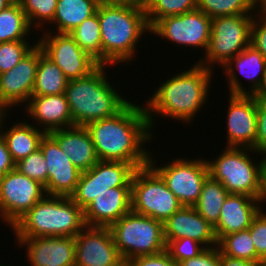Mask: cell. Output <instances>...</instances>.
<instances>
[{
    "label": "cell",
    "instance_id": "46",
    "mask_svg": "<svg viewBox=\"0 0 266 266\" xmlns=\"http://www.w3.org/2000/svg\"><path fill=\"white\" fill-rule=\"evenodd\" d=\"M259 203L261 210L266 211V158L262 169V191L259 198Z\"/></svg>",
    "mask_w": 266,
    "mask_h": 266
},
{
    "label": "cell",
    "instance_id": "45",
    "mask_svg": "<svg viewBox=\"0 0 266 266\" xmlns=\"http://www.w3.org/2000/svg\"><path fill=\"white\" fill-rule=\"evenodd\" d=\"M220 264L221 266H259L258 262L232 258L227 255H223L221 252H220Z\"/></svg>",
    "mask_w": 266,
    "mask_h": 266
},
{
    "label": "cell",
    "instance_id": "37",
    "mask_svg": "<svg viewBox=\"0 0 266 266\" xmlns=\"http://www.w3.org/2000/svg\"><path fill=\"white\" fill-rule=\"evenodd\" d=\"M15 168L21 174L38 181L44 187L48 182V168L41 149H37L34 153L15 163Z\"/></svg>",
    "mask_w": 266,
    "mask_h": 266
},
{
    "label": "cell",
    "instance_id": "12",
    "mask_svg": "<svg viewBox=\"0 0 266 266\" xmlns=\"http://www.w3.org/2000/svg\"><path fill=\"white\" fill-rule=\"evenodd\" d=\"M136 168L120 161L99 160L88 171L81 172L70 198L83 210L100 194L115 187H131Z\"/></svg>",
    "mask_w": 266,
    "mask_h": 266
},
{
    "label": "cell",
    "instance_id": "33",
    "mask_svg": "<svg viewBox=\"0 0 266 266\" xmlns=\"http://www.w3.org/2000/svg\"><path fill=\"white\" fill-rule=\"evenodd\" d=\"M199 11L211 19L219 16L254 15L256 0H198Z\"/></svg>",
    "mask_w": 266,
    "mask_h": 266
},
{
    "label": "cell",
    "instance_id": "5",
    "mask_svg": "<svg viewBox=\"0 0 266 266\" xmlns=\"http://www.w3.org/2000/svg\"><path fill=\"white\" fill-rule=\"evenodd\" d=\"M85 226L83 209L70 197L45 195L9 229L13 238L76 237Z\"/></svg>",
    "mask_w": 266,
    "mask_h": 266
},
{
    "label": "cell",
    "instance_id": "24",
    "mask_svg": "<svg viewBox=\"0 0 266 266\" xmlns=\"http://www.w3.org/2000/svg\"><path fill=\"white\" fill-rule=\"evenodd\" d=\"M260 210L259 199L245 194L229 193L221 209L218 224L214 227L217 240L225 235L247 230Z\"/></svg>",
    "mask_w": 266,
    "mask_h": 266
},
{
    "label": "cell",
    "instance_id": "51",
    "mask_svg": "<svg viewBox=\"0 0 266 266\" xmlns=\"http://www.w3.org/2000/svg\"><path fill=\"white\" fill-rule=\"evenodd\" d=\"M259 266H266V257L262 258L259 262H258Z\"/></svg>",
    "mask_w": 266,
    "mask_h": 266
},
{
    "label": "cell",
    "instance_id": "3",
    "mask_svg": "<svg viewBox=\"0 0 266 266\" xmlns=\"http://www.w3.org/2000/svg\"><path fill=\"white\" fill-rule=\"evenodd\" d=\"M96 13L100 23L102 65L118 64L119 67L121 64V69V66L126 67L133 61L135 63L140 44L150 35L143 2L133 0L120 4L99 5Z\"/></svg>",
    "mask_w": 266,
    "mask_h": 266
},
{
    "label": "cell",
    "instance_id": "26",
    "mask_svg": "<svg viewBox=\"0 0 266 266\" xmlns=\"http://www.w3.org/2000/svg\"><path fill=\"white\" fill-rule=\"evenodd\" d=\"M61 150L81 172L88 171L98 161L92 136L84 126H72L50 131Z\"/></svg>",
    "mask_w": 266,
    "mask_h": 266
},
{
    "label": "cell",
    "instance_id": "25",
    "mask_svg": "<svg viewBox=\"0 0 266 266\" xmlns=\"http://www.w3.org/2000/svg\"><path fill=\"white\" fill-rule=\"evenodd\" d=\"M10 115H12L11 112H0V134L7 144L12 160L17 163L39 149L40 140L45 132L25 121L27 120L25 117L23 120L16 119L15 122L12 120L7 122L13 118Z\"/></svg>",
    "mask_w": 266,
    "mask_h": 266
},
{
    "label": "cell",
    "instance_id": "8",
    "mask_svg": "<svg viewBox=\"0 0 266 266\" xmlns=\"http://www.w3.org/2000/svg\"><path fill=\"white\" fill-rule=\"evenodd\" d=\"M151 151L149 165L162 177L167 188L177 197L182 206L194 207L199 199L205 180L209 177L206 158L175 156L169 161H159ZM178 157V158H177ZM158 160V161H157ZM158 162V163H157ZM161 163V164H160Z\"/></svg>",
    "mask_w": 266,
    "mask_h": 266
},
{
    "label": "cell",
    "instance_id": "27",
    "mask_svg": "<svg viewBox=\"0 0 266 266\" xmlns=\"http://www.w3.org/2000/svg\"><path fill=\"white\" fill-rule=\"evenodd\" d=\"M97 7L93 0H58L53 21L42 32L70 33L94 15Z\"/></svg>",
    "mask_w": 266,
    "mask_h": 266
},
{
    "label": "cell",
    "instance_id": "42",
    "mask_svg": "<svg viewBox=\"0 0 266 266\" xmlns=\"http://www.w3.org/2000/svg\"><path fill=\"white\" fill-rule=\"evenodd\" d=\"M126 266H179L165 249L164 251L152 254L138 256L130 260Z\"/></svg>",
    "mask_w": 266,
    "mask_h": 266
},
{
    "label": "cell",
    "instance_id": "7",
    "mask_svg": "<svg viewBox=\"0 0 266 266\" xmlns=\"http://www.w3.org/2000/svg\"><path fill=\"white\" fill-rule=\"evenodd\" d=\"M109 228L125 264L135 257L166 249L163 222L149 216L130 210Z\"/></svg>",
    "mask_w": 266,
    "mask_h": 266
},
{
    "label": "cell",
    "instance_id": "20",
    "mask_svg": "<svg viewBox=\"0 0 266 266\" xmlns=\"http://www.w3.org/2000/svg\"><path fill=\"white\" fill-rule=\"evenodd\" d=\"M26 250L27 266H75V237L14 238ZM25 246V247H24Z\"/></svg>",
    "mask_w": 266,
    "mask_h": 266
},
{
    "label": "cell",
    "instance_id": "48",
    "mask_svg": "<svg viewBox=\"0 0 266 266\" xmlns=\"http://www.w3.org/2000/svg\"><path fill=\"white\" fill-rule=\"evenodd\" d=\"M254 96L266 100V73L264 75V80L259 91Z\"/></svg>",
    "mask_w": 266,
    "mask_h": 266
},
{
    "label": "cell",
    "instance_id": "13",
    "mask_svg": "<svg viewBox=\"0 0 266 266\" xmlns=\"http://www.w3.org/2000/svg\"><path fill=\"white\" fill-rule=\"evenodd\" d=\"M46 195L44 186L16 168L0 178V220L11 227Z\"/></svg>",
    "mask_w": 266,
    "mask_h": 266
},
{
    "label": "cell",
    "instance_id": "43",
    "mask_svg": "<svg viewBox=\"0 0 266 266\" xmlns=\"http://www.w3.org/2000/svg\"><path fill=\"white\" fill-rule=\"evenodd\" d=\"M179 266H221L218 247L206 248L198 256L184 260Z\"/></svg>",
    "mask_w": 266,
    "mask_h": 266
},
{
    "label": "cell",
    "instance_id": "2",
    "mask_svg": "<svg viewBox=\"0 0 266 266\" xmlns=\"http://www.w3.org/2000/svg\"><path fill=\"white\" fill-rule=\"evenodd\" d=\"M136 101L131 99L114 116L86 126L99 160L130 163L136 169L149 164V146L156 136L150 128L144 104Z\"/></svg>",
    "mask_w": 266,
    "mask_h": 266
},
{
    "label": "cell",
    "instance_id": "32",
    "mask_svg": "<svg viewBox=\"0 0 266 266\" xmlns=\"http://www.w3.org/2000/svg\"><path fill=\"white\" fill-rule=\"evenodd\" d=\"M217 247L223 255L232 258L259 262L261 259L256 255L255 246L251 238L250 230H243L221 237Z\"/></svg>",
    "mask_w": 266,
    "mask_h": 266
},
{
    "label": "cell",
    "instance_id": "44",
    "mask_svg": "<svg viewBox=\"0 0 266 266\" xmlns=\"http://www.w3.org/2000/svg\"><path fill=\"white\" fill-rule=\"evenodd\" d=\"M14 169L15 162L12 160L7 144L0 134V178Z\"/></svg>",
    "mask_w": 266,
    "mask_h": 266
},
{
    "label": "cell",
    "instance_id": "50",
    "mask_svg": "<svg viewBox=\"0 0 266 266\" xmlns=\"http://www.w3.org/2000/svg\"><path fill=\"white\" fill-rule=\"evenodd\" d=\"M13 0H0V11L5 9L8 5H10Z\"/></svg>",
    "mask_w": 266,
    "mask_h": 266
},
{
    "label": "cell",
    "instance_id": "14",
    "mask_svg": "<svg viewBox=\"0 0 266 266\" xmlns=\"http://www.w3.org/2000/svg\"><path fill=\"white\" fill-rule=\"evenodd\" d=\"M41 34H36L39 37L38 45L69 81L88 76L100 65L79 47L69 33L41 32Z\"/></svg>",
    "mask_w": 266,
    "mask_h": 266
},
{
    "label": "cell",
    "instance_id": "21",
    "mask_svg": "<svg viewBox=\"0 0 266 266\" xmlns=\"http://www.w3.org/2000/svg\"><path fill=\"white\" fill-rule=\"evenodd\" d=\"M23 109L27 121L45 133L74 126L65 94L32 95Z\"/></svg>",
    "mask_w": 266,
    "mask_h": 266
},
{
    "label": "cell",
    "instance_id": "22",
    "mask_svg": "<svg viewBox=\"0 0 266 266\" xmlns=\"http://www.w3.org/2000/svg\"><path fill=\"white\" fill-rule=\"evenodd\" d=\"M163 228L166 243L188 237L206 248L216 247L218 244L214 227L194 207L182 206L163 223Z\"/></svg>",
    "mask_w": 266,
    "mask_h": 266
},
{
    "label": "cell",
    "instance_id": "34",
    "mask_svg": "<svg viewBox=\"0 0 266 266\" xmlns=\"http://www.w3.org/2000/svg\"><path fill=\"white\" fill-rule=\"evenodd\" d=\"M149 27L166 16L181 15L194 11L198 7V0H141Z\"/></svg>",
    "mask_w": 266,
    "mask_h": 266
},
{
    "label": "cell",
    "instance_id": "18",
    "mask_svg": "<svg viewBox=\"0 0 266 266\" xmlns=\"http://www.w3.org/2000/svg\"><path fill=\"white\" fill-rule=\"evenodd\" d=\"M221 69L222 74L226 76L227 91L229 92L227 94L255 95L264 80L266 59L254 46L249 44ZM242 77L247 78L248 88L243 86Z\"/></svg>",
    "mask_w": 266,
    "mask_h": 266
},
{
    "label": "cell",
    "instance_id": "9",
    "mask_svg": "<svg viewBox=\"0 0 266 266\" xmlns=\"http://www.w3.org/2000/svg\"><path fill=\"white\" fill-rule=\"evenodd\" d=\"M254 15L219 16L211 20V33L207 51L199 64L215 69L227 64L251 44ZM219 67H218V66Z\"/></svg>",
    "mask_w": 266,
    "mask_h": 266
},
{
    "label": "cell",
    "instance_id": "23",
    "mask_svg": "<svg viewBox=\"0 0 266 266\" xmlns=\"http://www.w3.org/2000/svg\"><path fill=\"white\" fill-rule=\"evenodd\" d=\"M131 210V187H115L97 196L83 211L86 226L110 227Z\"/></svg>",
    "mask_w": 266,
    "mask_h": 266
},
{
    "label": "cell",
    "instance_id": "38",
    "mask_svg": "<svg viewBox=\"0 0 266 266\" xmlns=\"http://www.w3.org/2000/svg\"><path fill=\"white\" fill-rule=\"evenodd\" d=\"M205 249L206 247L204 245L188 237L170 240L166 243L167 252L177 264L198 256Z\"/></svg>",
    "mask_w": 266,
    "mask_h": 266
},
{
    "label": "cell",
    "instance_id": "41",
    "mask_svg": "<svg viewBox=\"0 0 266 266\" xmlns=\"http://www.w3.org/2000/svg\"><path fill=\"white\" fill-rule=\"evenodd\" d=\"M251 45L266 59V12L257 11L254 14L251 27Z\"/></svg>",
    "mask_w": 266,
    "mask_h": 266
},
{
    "label": "cell",
    "instance_id": "17",
    "mask_svg": "<svg viewBox=\"0 0 266 266\" xmlns=\"http://www.w3.org/2000/svg\"><path fill=\"white\" fill-rule=\"evenodd\" d=\"M75 266H126L109 227L85 226L75 237Z\"/></svg>",
    "mask_w": 266,
    "mask_h": 266
},
{
    "label": "cell",
    "instance_id": "47",
    "mask_svg": "<svg viewBox=\"0 0 266 266\" xmlns=\"http://www.w3.org/2000/svg\"><path fill=\"white\" fill-rule=\"evenodd\" d=\"M93 1L99 6V5L126 3L133 0H93Z\"/></svg>",
    "mask_w": 266,
    "mask_h": 266
},
{
    "label": "cell",
    "instance_id": "29",
    "mask_svg": "<svg viewBox=\"0 0 266 266\" xmlns=\"http://www.w3.org/2000/svg\"><path fill=\"white\" fill-rule=\"evenodd\" d=\"M34 32L18 1L0 11V43L35 38Z\"/></svg>",
    "mask_w": 266,
    "mask_h": 266
},
{
    "label": "cell",
    "instance_id": "11",
    "mask_svg": "<svg viewBox=\"0 0 266 266\" xmlns=\"http://www.w3.org/2000/svg\"><path fill=\"white\" fill-rule=\"evenodd\" d=\"M211 20L205 13L196 9L181 15L163 17L150 28V34L155 35L157 40L161 39V42L165 40V43L171 42L173 46L186 47L193 53L196 48L198 52L203 51L204 54L197 59L198 62L205 55L209 45Z\"/></svg>",
    "mask_w": 266,
    "mask_h": 266
},
{
    "label": "cell",
    "instance_id": "10",
    "mask_svg": "<svg viewBox=\"0 0 266 266\" xmlns=\"http://www.w3.org/2000/svg\"><path fill=\"white\" fill-rule=\"evenodd\" d=\"M182 207L162 177L148 164L137 168L131 180V210L165 222Z\"/></svg>",
    "mask_w": 266,
    "mask_h": 266
},
{
    "label": "cell",
    "instance_id": "15",
    "mask_svg": "<svg viewBox=\"0 0 266 266\" xmlns=\"http://www.w3.org/2000/svg\"><path fill=\"white\" fill-rule=\"evenodd\" d=\"M39 65V45L37 44L11 70L0 74V112H15L32 96ZM15 107V110H14Z\"/></svg>",
    "mask_w": 266,
    "mask_h": 266
},
{
    "label": "cell",
    "instance_id": "52",
    "mask_svg": "<svg viewBox=\"0 0 266 266\" xmlns=\"http://www.w3.org/2000/svg\"><path fill=\"white\" fill-rule=\"evenodd\" d=\"M0 266H11V265H7V264H3L2 262H1V265Z\"/></svg>",
    "mask_w": 266,
    "mask_h": 266
},
{
    "label": "cell",
    "instance_id": "6",
    "mask_svg": "<svg viewBox=\"0 0 266 266\" xmlns=\"http://www.w3.org/2000/svg\"><path fill=\"white\" fill-rule=\"evenodd\" d=\"M259 157L261 158L258 159ZM206 161L209 176L219 181L229 193L245 194L256 199L260 198L265 158L255 150L224 147L218 155H213L212 159L210 157Z\"/></svg>",
    "mask_w": 266,
    "mask_h": 266
},
{
    "label": "cell",
    "instance_id": "40",
    "mask_svg": "<svg viewBox=\"0 0 266 266\" xmlns=\"http://www.w3.org/2000/svg\"><path fill=\"white\" fill-rule=\"evenodd\" d=\"M257 136L254 150L266 158V100L256 97Z\"/></svg>",
    "mask_w": 266,
    "mask_h": 266
},
{
    "label": "cell",
    "instance_id": "35",
    "mask_svg": "<svg viewBox=\"0 0 266 266\" xmlns=\"http://www.w3.org/2000/svg\"><path fill=\"white\" fill-rule=\"evenodd\" d=\"M58 0H18L36 33L42 32L53 21ZM36 29V30H35Z\"/></svg>",
    "mask_w": 266,
    "mask_h": 266
},
{
    "label": "cell",
    "instance_id": "31",
    "mask_svg": "<svg viewBox=\"0 0 266 266\" xmlns=\"http://www.w3.org/2000/svg\"><path fill=\"white\" fill-rule=\"evenodd\" d=\"M79 47L102 65V44L98 14L85 19L69 33Z\"/></svg>",
    "mask_w": 266,
    "mask_h": 266
},
{
    "label": "cell",
    "instance_id": "39",
    "mask_svg": "<svg viewBox=\"0 0 266 266\" xmlns=\"http://www.w3.org/2000/svg\"><path fill=\"white\" fill-rule=\"evenodd\" d=\"M251 238L255 246L256 255L262 259L266 257V211L260 210L253 218L250 227Z\"/></svg>",
    "mask_w": 266,
    "mask_h": 266
},
{
    "label": "cell",
    "instance_id": "28",
    "mask_svg": "<svg viewBox=\"0 0 266 266\" xmlns=\"http://www.w3.org/2000/svg\"><path fill=\"white\" fill-rule=\"evenodd\" d=\"M68 81L62 70L44 54L39 46V65L32 95L65 94Z\"/></svg>",
    "mask_w": 266,
    "mask_h": 266
},
{
    "label": "cell",
    "instance_id": "1",
    "mask_svg": "<svg viewBox=\"0 0 266 266\" xmlns=\"http://www.w3.org/2000/svg\"><path fill=\"white\" fill-rule=\"evenodd\" d=\"M194 60V64L181 71L178 69L171 76L160 78L161 82L157 87L152 88L155 91L142 101L149 120L152 132L159 126H156L159 118H171L177 123L191 126L195 119L199 117L201 111L208 106L210 99L212 81L217 74L211 69L199 64ZM216 74V75H214ZM166 79V80H165ZM213 82V83H212ZM156 88V89H155ZM157 116V117H156ZM157 120V121H156Z\"/></svg>",
    "mask_w": 266,
    "mask_h": 266
},
{
    "label": "cell",
    "instance_id": "16",
    "mask_svg": "<svg viewBox=\"0 0 266 266\" xmlns=\"http://www.w3.org/2000/svg\"><path fill=\"white\" fill-rule=\"evenodd\" d=\"M225 113V147L251 148L257 136L256 97L228 94Z\"/></svg>",
    "mask_w": 266,
    "mask_h": 266
},
{
    "label": "cell",
    "instance_id": "36",
    "mask_svg": "<svg viewBox=\"0 0 266 266\" xmlns=\"http://www.w3.org/2000/svg\"><path fill=\"white\" fill-rule=\"evenodd\" d=\"M37 44L34 38L0 43V74L11 70Z\"/></svg>",
    "mask_w": 266,
    "mask_h": 266
},
{
    "label": "cell",
    "instance_id": "30",
    "mask_svg": "<svg viewBox=\"0 0 266 266\" xmlns=\"http://www.w3.org/2000/svg\"><path fill=\"white\" fill-rule=\"evenodd\" d=\"M229 192L210 176L205 180L198 201L194 205L197 212L213 227L218 224L220 212Z\"/></svg>",
    "mask_w": 266,
    "mask_h": 266
},
{
    "label": "cell",
    "instance_id": "4",
    "mask_svg": "<svg viewBox=\"0 0 266 266\" xmlns=\"http://www.w3.org/2000/svg\"><path fill=\"white\" fill-rule=\"evenodd\" d=\"M113 67L99 65L88 76L68 81L65 96L74 126L86 127L91 122L114 116L131 100L117 87L119 82L112 81L116 76L110 78L109 71L114 70Z\"/></svg>",
    "mask_w": 266,
    "mask_h": 266
},
{
    "label": "cell",
    "instance_id": "49",
    "mask_svg": "<svg viewBox=\"0 0 266 266\" xmlns=\"http://www.w3.org/2000/svg\"><path fill=\"white\" fill-rule=\"evenodd\" d=\"M257 11L266 12V0H256Z\"/></svg>",
    "mask_w": 266,
    "mask_h": 266
},
{
    "label": "cell",
    "instance_id": "19",
    "mask_svg": "<svg viewBox=\"0 0 266 266\" xmlns=\"http://www.w3.org/2000/svg\"><path fill=\"white\" fill-rule=\"evenodd\" d=\"M39 148L48 168V182L44 187L46 195L70 197L75 191L81 171L73 165L49 133L41 138Z\"/></svg>",
    "mask_w": 266,
    "mask_h": 266
}]
</instances>
